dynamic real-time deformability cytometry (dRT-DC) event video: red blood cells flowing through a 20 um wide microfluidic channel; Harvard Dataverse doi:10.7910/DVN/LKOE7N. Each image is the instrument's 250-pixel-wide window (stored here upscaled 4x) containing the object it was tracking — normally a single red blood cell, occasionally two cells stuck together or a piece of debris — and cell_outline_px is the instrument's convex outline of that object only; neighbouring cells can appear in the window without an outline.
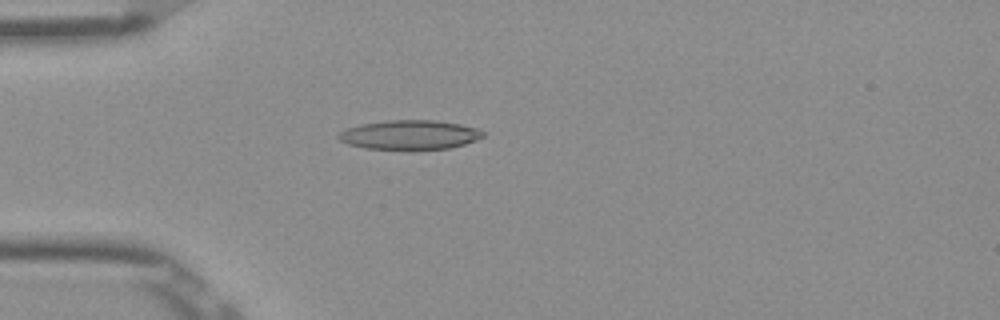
{"species": "Egyptian fruit bat (a non-hibernating species)", "species_latin": "Rousettus aegyptiacus", "temperature_condition": "room temperature", "stored_images_in_passage": 52, "camera_frame_rate_fps": 3000, "um_per_image_px": 0.085, "frame": {"image": 1, "passage_image": 15, "time_ms": 4.667, "image_size_px": [1000, 320], "cell_outline_px": [[484, 136], [464, 144], [448, 148], [364, 148], [348, 144], [340, 140], [336, 136], [340, 132], [348, 128], [360, 124], [388, 120], [436, 120], [460, 124], [476, 128], [484, 132]], "centroid_in_image_um": [34.8, 11.43], "position_along_channel_um": 50.2, "area_um2": 24.16}}
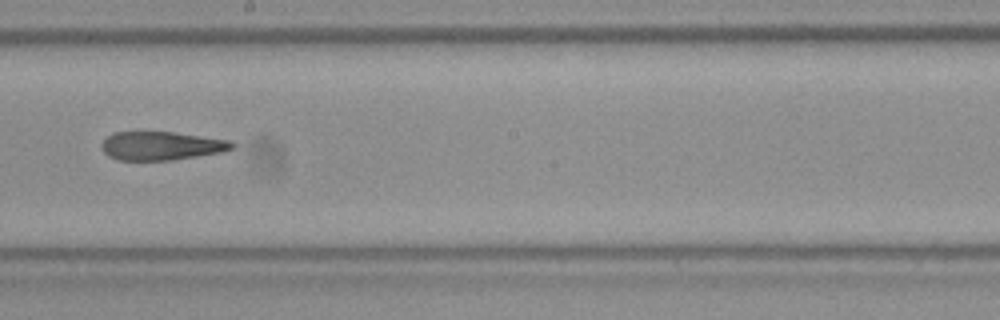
{"frame": {"image": 2, "passage_image": 30, "time_ms": 9.667, "image_size_px": [1000, 320], "cell_outline_px": [[236, 144], [232, 148], [224, 152], [172, 160], [120, 160], [108, 156], [104, 152], [100, 144], [112, 132], [172, 132], [228, 140]], "centroid_in_image_um": [13.7, 12.4], "position_along_channel_um": 234.5, "area_um2": 21.62}}
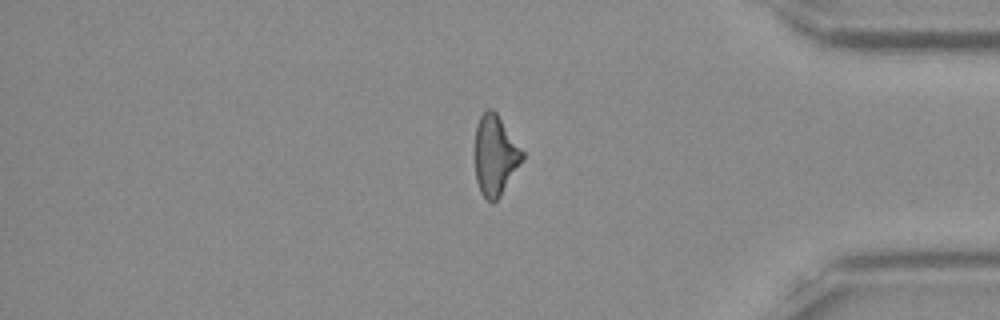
{"frame": {"image": 3, "passage_image": 44, "time_ms": 14.333, "image_size_px": [1000, 320], "cell_outline_px": [[524, 160], [500, 196], [492, 204], [480, 192], [476, 180], [476, 128], [480, 116], [488, 108], [492, 108], [496, 112], [524, 152]], "centroid_in_image_um": [42.11, 13.22], "position_along_channel_um": 393.1, "area_um2": 21.96}, "authors_computed_cell_mechanics": {"area_um2": 23.2645, "velocity_mm_per_s": 3.923, "shape_relaxation_time_tau1_ms": null, "shape_relaxation_time_tau2_ms": 5.6031, "deformation_change_tau1": null, "deformation_change_tau2": 0.1701}}